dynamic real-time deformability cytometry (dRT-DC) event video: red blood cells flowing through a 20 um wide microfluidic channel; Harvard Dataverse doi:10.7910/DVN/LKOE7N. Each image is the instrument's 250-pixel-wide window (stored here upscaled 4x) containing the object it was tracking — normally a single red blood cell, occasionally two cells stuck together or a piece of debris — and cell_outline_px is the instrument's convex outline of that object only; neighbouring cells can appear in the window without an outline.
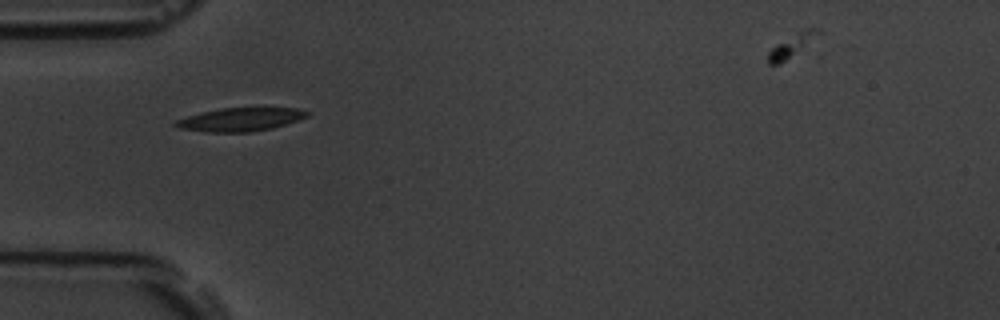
{"species": "common noctule bat (a hibernating species)", "species_latin": "Nyctalus noctula", "temperature_condition": "room temperature", "stored_images_in_passage": 5, "camera_frame_rate_fps": 3000, "um_per_image_px": 0.085, "animal": {"sex": "male", "body_mass_g": 19.5, "forearm_length_mm": 54.6}, "frame": {"image": 1, "passage_image": 1, "time_ms": 0.0, "image_size_px": [1000, 320], "cell_outline_px": [[312, 112], [308, 116], [300, 120], [272, 128], [248, 132], [204, 132], [180, 128], [172, 124], [176, 120], [200, 112], [220, 108], [296, 108]], "centroid_in_image_um": [20.45, 10.15], "position_along_channel_um": 64.6, "area_um2": 17.98}}
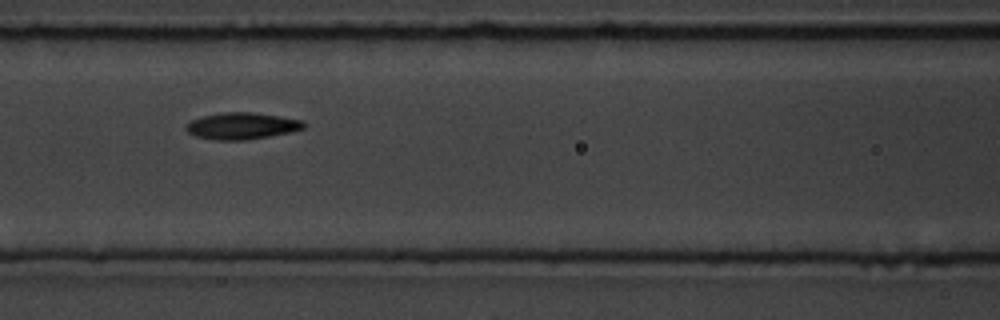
{"frame": {"image": 2, "passage_image": 3, "time_ms": 2.333, "image_size_px": [1000, 320], "cell_outline_px": [[308, 124], [304, 128], [288, 132], [268, 136], [244, 140], [216, 140], [196, 136], [188, 132], [184, 128], [192, 120], [204, 116], [220, 112], [252, 112], [280, 116], [304, 120]], "centroid_in_image_um": [20.58, 10.69], "position_along_channel_um": 146.0, "area_um2": 18.21}}
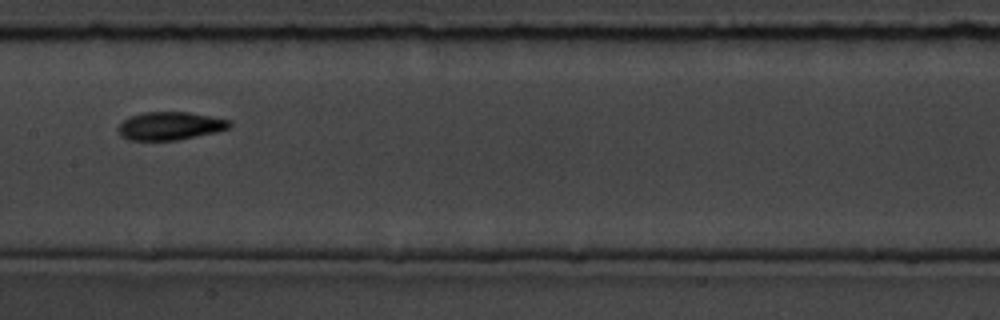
{"frame": {"image": 3, "passage_image": 4, "time_ms": 3.667, "image_size_px": [1000, 320], "cell_outline_px": [[232, 124], [228, 128], [216, 132], [176, 140], [128, 140], [120, 136], [116, 128], [128, 116], [144, 112], [188, 112], [232, 120]], "centroid_in_image_um": [14.43, 10.7], "position_along_channel_um": 193.0, "area_um2": 18.32}}